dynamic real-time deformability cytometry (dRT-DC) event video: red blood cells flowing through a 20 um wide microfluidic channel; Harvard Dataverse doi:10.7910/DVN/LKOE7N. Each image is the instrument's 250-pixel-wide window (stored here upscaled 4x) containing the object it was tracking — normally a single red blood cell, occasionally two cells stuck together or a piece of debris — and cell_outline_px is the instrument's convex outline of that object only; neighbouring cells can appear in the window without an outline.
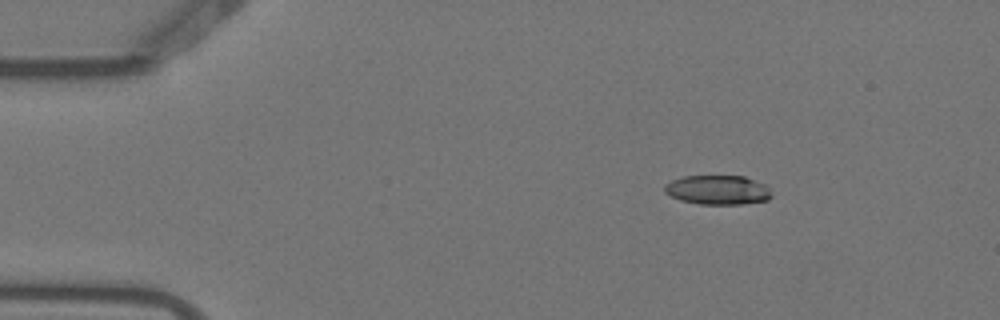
{"species": "Egyptian fruit bat (a non-hibernating species)", "species_latin": "Rousettus aegyptiacus", "temperature_condition": "warm", "stored_images_in_passage": 4, "camera_frame_rate_fps": 3000, "um_per_image_px": 0.085, "animal": {"sex": "female"}, "frame": {"image": 1, "passage_image": 2, "time_ms": 0.333, "image_size_px": [1000, 320], "cell_outline_px": [[772, 196], [768, 200], [740, 204], [700, 204], [680, 200], [664, 192], [664, 184], [672, 180], [684, 176], [744, 176], [764, 184], [768, 188]], "centroid_in_image_um": [60.99, 16.14], "position_along_channel_um": 24.0, "area_um2": 18.21}}